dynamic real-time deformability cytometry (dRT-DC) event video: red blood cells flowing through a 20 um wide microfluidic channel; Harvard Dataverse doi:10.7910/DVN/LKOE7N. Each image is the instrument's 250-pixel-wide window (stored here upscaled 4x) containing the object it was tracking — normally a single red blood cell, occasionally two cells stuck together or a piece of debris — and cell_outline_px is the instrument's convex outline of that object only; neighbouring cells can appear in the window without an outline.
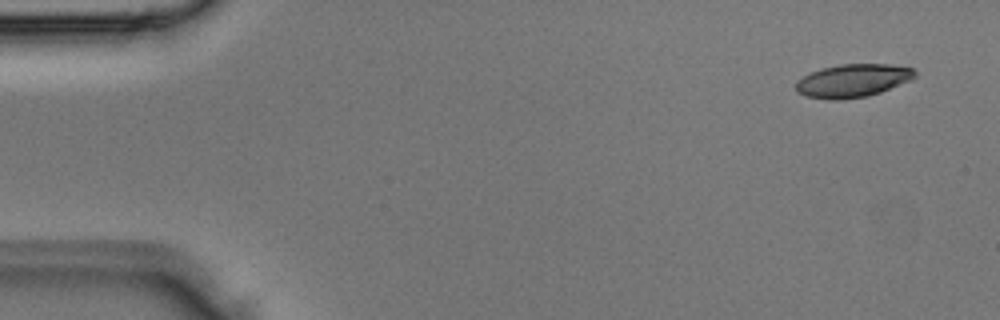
{"species": "Egyptian fruit bat (a non-hibernating species)", "species_latin": "Rousettus aegyptiacus", "temperature_condition": "room temperature", "stored_images_in_passage": 4, "camera_frame_rate_fps": 3000, "um_per_image_px": 0.085, "animal": {"sex": "male"}, "frame": {"image": 1, "passage_image": 1, "time_ms": 0.0, "image_size_px": [1000, 320], "cell_outline_px": [[916, 76], [912, 80], [880, 92], [868, 96], [840, 100], [828, 100], [808, 96], [796, 92], [796, 80], [820, 68], [840, 64], [888, 64], [912, 68], [916, 72]], "centroid_in_image_um": [72.48, 6.86], "position_along_channel_um": 12.5, "area_um2": 23.06}}